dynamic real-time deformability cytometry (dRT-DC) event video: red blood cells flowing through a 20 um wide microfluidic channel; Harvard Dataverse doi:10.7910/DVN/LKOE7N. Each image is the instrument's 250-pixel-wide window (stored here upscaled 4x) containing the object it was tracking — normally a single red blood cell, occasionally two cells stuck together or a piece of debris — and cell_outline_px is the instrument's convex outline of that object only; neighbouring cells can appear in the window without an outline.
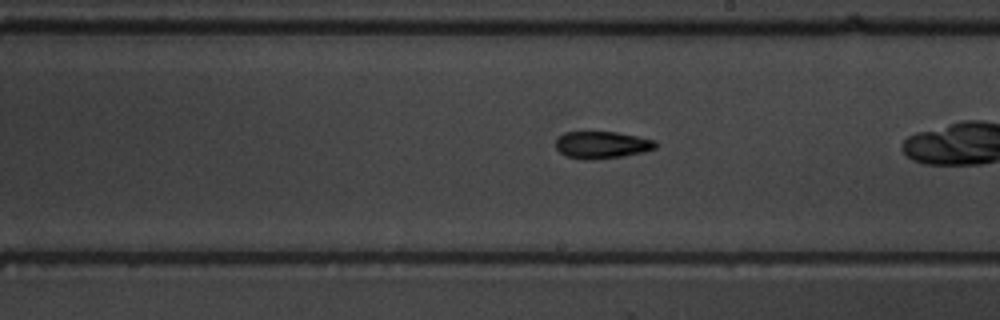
{"species": "common noctule bat (a hibernating species)", "species_latin": "Nyctalus noctula", "temperature_condition": "warm", "stored_images_in_passage": 42, "camera_frame_rate_fps": 3000, "um_per_image_px": 0.085, "animal": {"sex": "male", "body_mass_g": 19.5, "forearm_length_mm": 54.6}, "frame": {"image": 1, "passage_image": 30, "time_ms": 9.667, "image_size_px": [1000, 320], "cell_outline_px": [[656, 148], [644, 152], [624, 156], [592, 160], [584, 160], [564, 156], [556, 148], [556, 140], [564, 132], [616, 132], [656, 140]], "centroid_in_image_um": [51.15, 12.33], "position_along_channel_um": 237.8, "area_um2": 15.9}}